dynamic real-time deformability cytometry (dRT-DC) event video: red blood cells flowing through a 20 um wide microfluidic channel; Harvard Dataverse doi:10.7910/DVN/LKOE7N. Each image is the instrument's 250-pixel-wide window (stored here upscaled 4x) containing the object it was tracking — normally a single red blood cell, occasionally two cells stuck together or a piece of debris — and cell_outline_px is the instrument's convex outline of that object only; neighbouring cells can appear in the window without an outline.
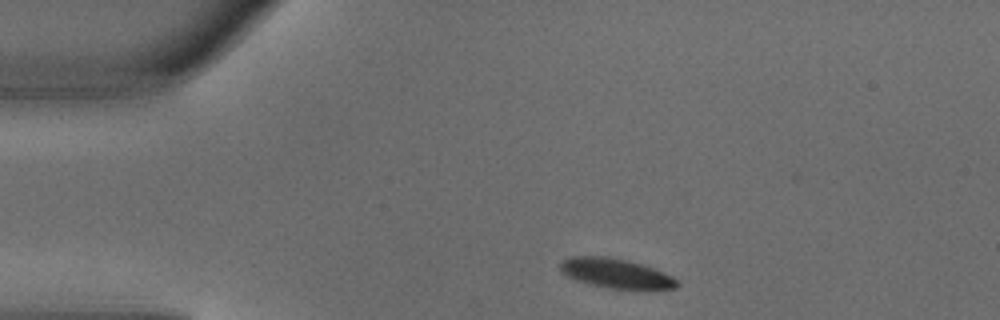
{"species": "common noctule bat (a hibernating species)", "species_latin": "Nyctalus noctula", "temperature_condition": "warm", "stored_images_in_passage": 2, "camera_frame_rate_fps": 3000, "um_per_image_px": 0.085, "animal": {"sex": "male", "body_mass_g": 18.8}, "frame": {"image": 1, "passage_image": 1, "time_ms": 0.0, "image_size_px": [1000, 320], "cell_outline_px": [[680, 284], [676, 288], [644, 292], [608, 288], [576, 280], [560, 272], [560, 264], [564, 260], [572, 256], [604, 256], [624, 260], [640, 264], [664, 272], [672, 276]], "centroid_in_image_um": [52.43, 23.29], "position_along_channel_um": 32.6, "area_um2": 20.58}}